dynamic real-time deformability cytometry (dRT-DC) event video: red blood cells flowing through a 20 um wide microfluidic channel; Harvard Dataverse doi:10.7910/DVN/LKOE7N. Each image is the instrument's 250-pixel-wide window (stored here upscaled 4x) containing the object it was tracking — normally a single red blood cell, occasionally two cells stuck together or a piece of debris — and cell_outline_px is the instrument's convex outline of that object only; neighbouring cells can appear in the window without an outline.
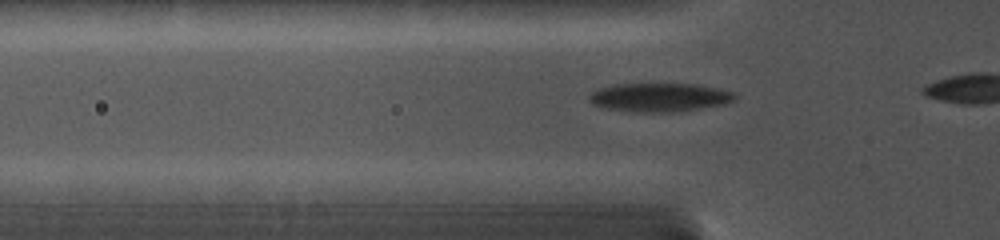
{"species": "common noctule bat (a hibernating species)", "species_latin": "Nyctalus noctula", "temperature_condition": "cold", "stored_images_in_passage": 15, "camera_frame_rate_fps": 5000, "um_per_image_px": 0.085, "animal": {"sex": "female", "body_mass_g": 19.0, "forearm_length_mm": 56.7}, "frame": {"image": 1, "passage_image": 7, "time_ms": 1.4, "image_size_px": [1000, 240], "cell_outline_px": [[740, 96], [736, 100], [724, 104], [680, 112], [632, 112], [604, 108], [592, 104], [588, 100], [588, 96], [592, 92], [600, 88], [612, 84], [652, 80], [696, 84], [736, 92]], "centroid_in_image_um": [56.06, 8.22], "position_along_channel_um": 69.7, "area_um2": 25.95}}
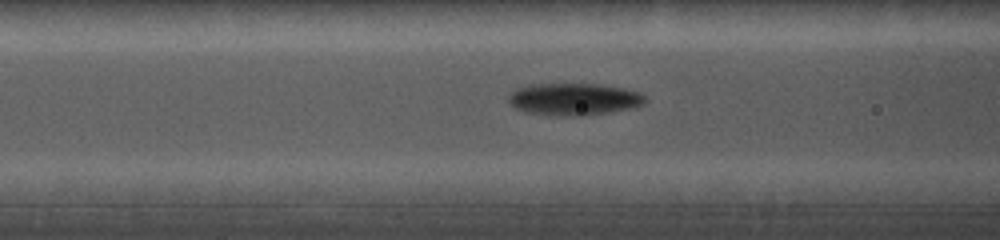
{"frame": {"image": 2, "passage_image": 13, "time_ms": 2.6, "image_size_px": [1000, 240], "cell_outline_px": [[648, 100], [644, 104], [612, 112], [584, 116], [544, 116], [524, 112], [508, 104], [508, 96], [516, 88], [528, 84], [600, 84], [624, 88], [640, 92]], "centroid_in_image_um": [48.74, 8.44], "position_along_channel_um": 117.9, "area_um2": 26.13}}